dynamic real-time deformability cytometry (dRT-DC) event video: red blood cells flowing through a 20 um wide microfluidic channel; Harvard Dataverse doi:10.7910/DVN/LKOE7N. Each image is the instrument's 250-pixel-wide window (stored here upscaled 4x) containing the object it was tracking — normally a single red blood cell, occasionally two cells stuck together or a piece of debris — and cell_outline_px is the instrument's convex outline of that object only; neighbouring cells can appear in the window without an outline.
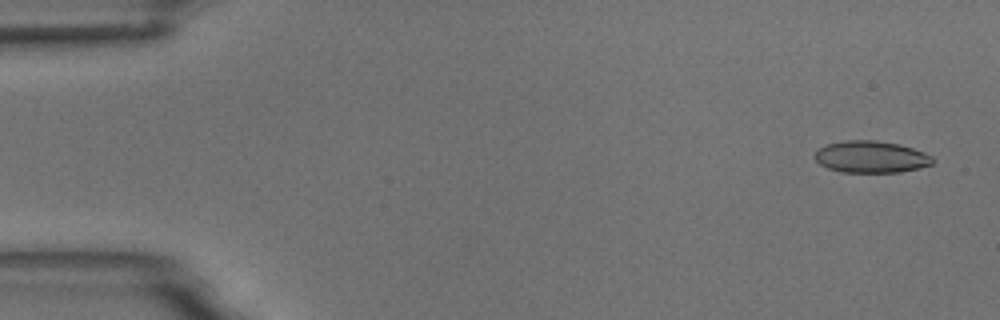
{"species": "common noctule bat (a hibernating species)", "species_latin": "Nyctalus noctula", "temperature_condition": "room temperature", "stored_images_in_passage": 5, "camera_frame_rate_fps": 3000, "um_per_image_px": 0.085, "animal": {"sex": "male", "body_mass_g": 18.8}, "frame": {"image": 1, "passage_image": 1, "time_ms": 0.0, "image_size_px": [1000, 320], "cell_outline_px": [[936, 160], [932, 164], [920, 168], [900, 172], [840, 172], [828, 168], [820, 164], [816, 160], [816, 152], [820, 148], [828, 144], [848, 140], [876, 140], [900, 144], [924, 152], [932, 156]], "centroid_in_image_um": [74.09, 13.34], "position_along_channel_um": 10.9, "area_um2": 21.85}}
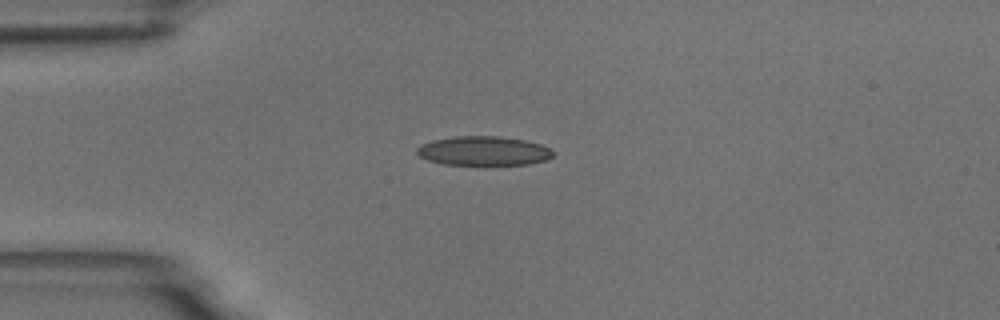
{"frame": {"image": 2, "passage_image": 4, "time_ms": 3.667, "image_size_px": [1000, 320], "cell_outline_px": [[552, 156], [548, 160], [528, 164], [444, 164], [428, 160], [420, 156], [416, 152], [416, 148], [432, 140], [456, 136], [500, 136], [524, 140], [540, 144], [548, 148], [552, 152]], "centroid_in_image_um": [41.1, 12.82], "position_along_channel_um": 43.9, "area_um2": 22.89}}